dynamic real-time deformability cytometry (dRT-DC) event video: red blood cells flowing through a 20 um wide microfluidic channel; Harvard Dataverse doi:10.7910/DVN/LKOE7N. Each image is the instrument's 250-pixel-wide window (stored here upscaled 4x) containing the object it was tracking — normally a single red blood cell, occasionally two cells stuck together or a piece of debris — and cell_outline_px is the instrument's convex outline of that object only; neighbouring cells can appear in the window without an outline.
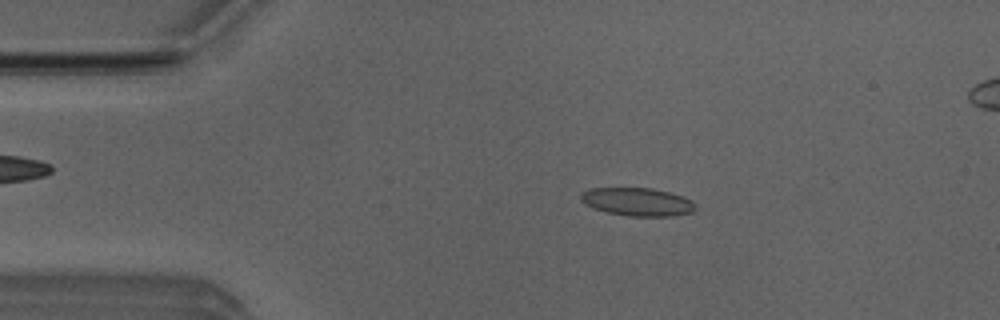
{"species": "Egyptian fruit bat (a non-hibernating species)", "species_latin": "Rousettus aegyptiacus", "temperature_condition": "room temperature", "stored_images_in_passage": 52, "segment_of_instrument_passage": [1, 2], "camera_frame_rate_fps": 3000, "um_per_image_px": 0.085, "animal": {"sex": "male"}, "frame": {"image": 1, "passage_image": 9, "time_ms": 2.667, "image_size_px": [1000, 320], "cell_outline_px": [[696, 208], [692, 212], [672, 216], [628, 216], [608, 212], [592, 208], [584, 204], [580, 200], [580, 196], [588, 188], [652, 188], [684, 196], [692, 200], [696, 204]], "centroid_in_image_um": [54.19, 17.15], "position_along_channel_um": 30.8, "area_um2": 18.9}}
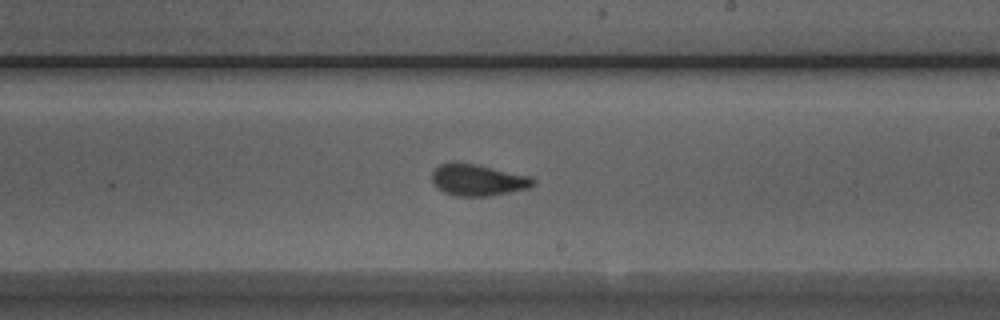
{"frame": {"image": 2, "passage_image": 29, "time_ms": 9.333, "image_size_px": [1000, 320], "cell_outline_px": [[536, 184], [528, 188], [488, 196], [456, 196], [444, 192], [432, 180], [432, 172], [440, 164], [452, 160], [476, 164], [528, 176], [536, 180]], "centroid_in_image_um": [40.6, 15.28], "position_along_channel_um": 248.4, "area_um2": 18.5}}
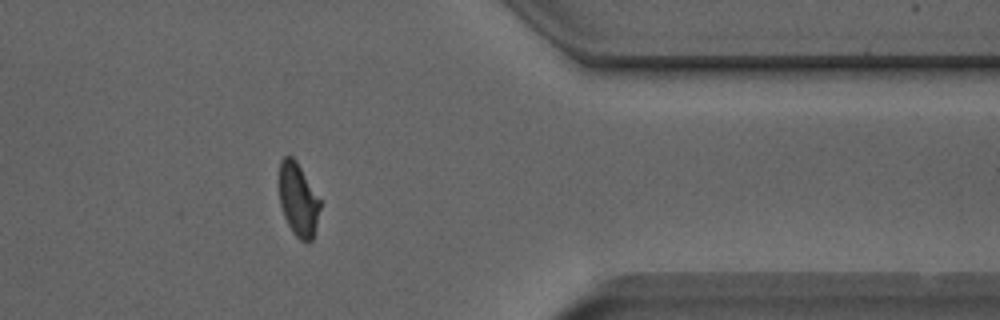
{"frame": {"image": 3, "passage_image": 41, "time_ms": 13.333, "image_size_px": [1000, 320], "cell_outline_px": [[320, 208], [312, 240], [300, 240], [292, 232], [284, 216], [280, 204], [280, 160], [284, 156], [292, 156], [296, 160], [320, 200]], "centroid_in_image_um": [25.33, 16.96], "position_along_channel_um": 386.1, "area_um2": 17.05}}